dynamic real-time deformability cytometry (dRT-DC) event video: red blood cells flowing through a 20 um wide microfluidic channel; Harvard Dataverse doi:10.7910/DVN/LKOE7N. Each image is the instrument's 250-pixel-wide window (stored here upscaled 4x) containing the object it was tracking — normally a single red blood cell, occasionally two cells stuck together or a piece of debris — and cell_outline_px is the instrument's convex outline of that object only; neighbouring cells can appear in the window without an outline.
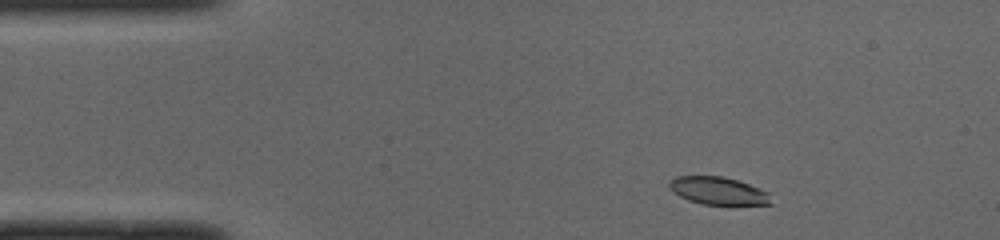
{"species": "common noctule bat (a hibernating species)", "species_latin": "Nyctalus noctula", "temperature_condition": "cold", "stored_images_in_passage": 46, "camera_frame_rate_fps": 3000, "um_per_image_px": 0.085, "animal": {"sex": "male", "body_mass_g": 19.0, "forearm_length_mm": 50.8}, "frame": {"image": 1, "passage_image": 3, "time_ms": 0.667, "image_size_px": [1000, 240], "cell_outline_px": [[772, 204], [736, 208], [732, 208], [704, 204], [688, 200], [672, 192], [668, 188], [668, 184], [676, 176], [724, 176], [748, 184], [768, 192]], "centroid_in_image_um": [61.1, 16.28], "position_along_channel_um": 23.9, "area_um2": 17.22}}
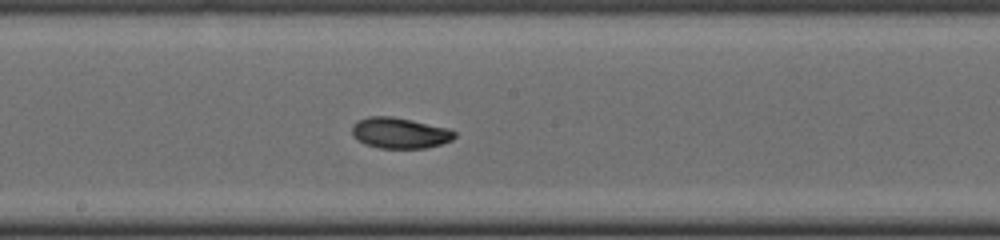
{"frame": {"image": 2, "passage_image": 22, "time_ms": 7.0, "image_size_px": [1000, 240], "cell_outline_px": [[456, 136], [452, 140], [440, 144], [424, 148], [376, 148], [364, 144], [352, 136], [352, 124], [356, 120], [368, 116], [392, 116], [412, 120], [448, 128], [456, 132]], "centroid_in_image_um": [33.94, 11.3], "position_along_channel_um": 214.3, "area_um2": 18.61}}
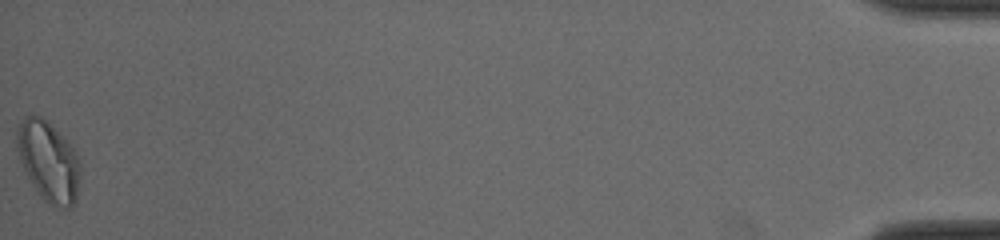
{"frame": {"image": 3, "passage_image": 46, "time_ms": 15.0, "image_size_px": [1000, 240], "cell_outline_px": [[80, 172], [76, 200], [72, 208], [56, 208], [48, 204], [40, 196], [24, 172], [16, 148], [16, 132], [20, 124], [28, 116], [40, 116], [76, 152], [80, 164]], "centroid_in_image_um": [4.11, 13.8], "position_along_channel_um": 431.1, "area_um2": 29.19}, "authors_computed_cell_mechanics": {"area_um2": 18.2937, "velocity_mm_per_s": 3.9864, "shape_relaxation_time_tau1_ms": 4.4615, "shape_relaxation_time_tau2_ms": 2.3369, "deformation_change_tau1": 0.1322, "deformation_change_tau2": 0.06}}